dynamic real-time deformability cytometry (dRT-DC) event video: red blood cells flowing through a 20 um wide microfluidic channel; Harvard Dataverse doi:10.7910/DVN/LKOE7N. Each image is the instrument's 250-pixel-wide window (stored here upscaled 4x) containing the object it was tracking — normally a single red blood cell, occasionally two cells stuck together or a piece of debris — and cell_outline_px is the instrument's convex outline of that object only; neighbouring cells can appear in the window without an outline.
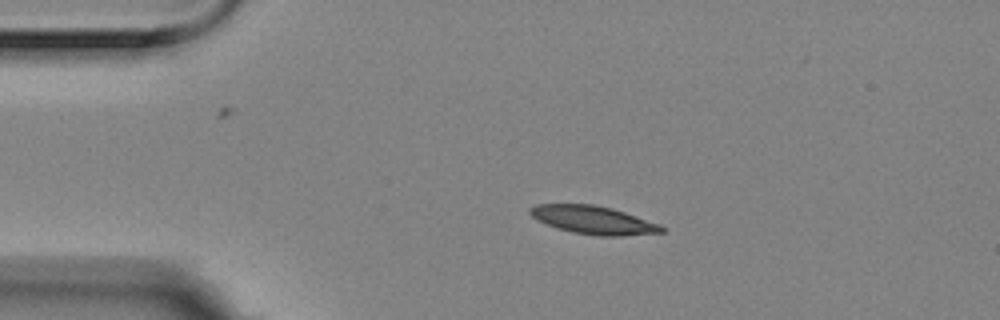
{"species": "Egyptian fruit bat (a non-hibernating species)", "species_latin": "Rousettus aegyptiacus", "temperature_condition": "room temperature", "stored_images_in_passage": 4, "camera_frame_rate_fps": 3000, "um_per_image_px": 0.085, "animal": {"sex": "female"}, "frame": {"image": 1, "passage_image": 3, "time_ms": 0.667, "image_size_px": [1000, 320], "cell_outline_px": [[664, 232], [624, 236], [600, 236], [572, 232], [556, 228], [536, 220], [528, 212], [528, 208], [536, 204], [592, 204], [612, 208], [660, 224], [664, 228]], "centroid_in_image_um": [50.4, 18.7], "position_along_channel_um": 34.6, "area_um2": 21.68}}